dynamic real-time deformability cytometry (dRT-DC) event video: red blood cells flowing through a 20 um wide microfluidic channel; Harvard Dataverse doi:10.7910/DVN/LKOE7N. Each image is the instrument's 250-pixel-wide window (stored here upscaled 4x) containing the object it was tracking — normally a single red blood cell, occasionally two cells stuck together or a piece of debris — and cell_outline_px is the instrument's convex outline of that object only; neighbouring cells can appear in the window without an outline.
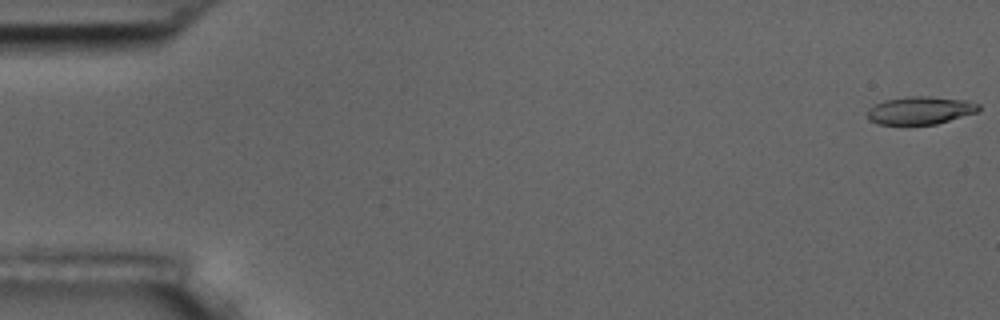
{"species": "common noctule bat (a hibernating species)", "species_latin": "Nyctalus noctula", "temperature_condition": "room temperature", "stored_images_in_passage": 5, "camera_frame_rate_fps": 3000, "um_per_image_px": 0.085, "animal": {"sex": "male", "body_mass_g": 17.5, "forearm_length_mm": 52.3}, "frame": {"image": 1, "passage_image": 1, "time_ms": 0.0, "image_size_px": [1000, 320], "cell_outline_px": [[980, 108], [976, 112], [936, 124], [880, 124], [868, 120], [868, 108], [884, 100], [908, 96], [928, 96], [968, 100], [980, 104]], "centroid_in_image_um": [78.22, 9.37], "position_along_channel_um": 6.8, "area_um2": 17.98}}
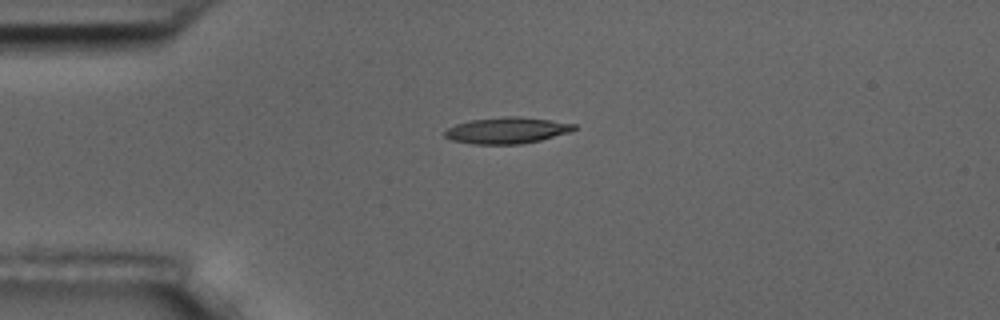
{"frame": {"image": 2, "passage_image": 4, "time_ms": 4.333, "image_size_px": [1000, 320], "cell_outline_px": [[576, 128], [568, 132], [540, 140], [520, 144], [472, 144], [452, 140], [444, 136], [444, 132], [448, 128], [456, 124], [468, 120], [504, 116], [520, 116], [576, 124]], "centroid_in_image_um": [43.04, 11.08], "position_along_channel_um": 42.0, "area_um2": 19.71}}